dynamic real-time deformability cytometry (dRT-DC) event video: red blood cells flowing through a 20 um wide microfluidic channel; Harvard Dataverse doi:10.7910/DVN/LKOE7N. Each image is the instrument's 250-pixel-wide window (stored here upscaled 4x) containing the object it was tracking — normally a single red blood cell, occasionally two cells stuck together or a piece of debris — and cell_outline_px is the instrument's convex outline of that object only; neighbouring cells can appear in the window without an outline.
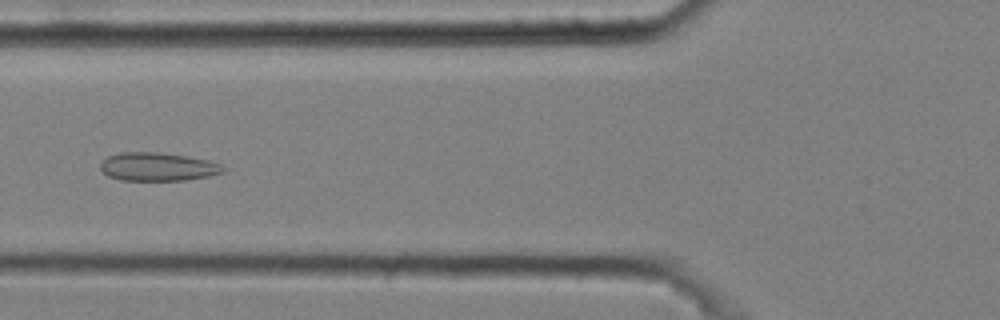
{"species": "common noctule bat (a hibernating species)", "species_latin": "Nyctalus noctula", "temperature_condition": "cold", "stored_images_in_passage": 38, "camera_frame_rate_fps": 3000, "um_per_image_px": 0.085, "animal": {"sex": "male", "body_mass_g": 20.4}, "frame": {"image": 1, "passage_image": 6, "time_ms": 1.667, "image_size_px": [1000, 320], "cell_outline_px": [[224, 172], [208, 176], [184, 180], [120, 180], [108, 176], [100, 168], [100, 164], [108, 156], [120, 152], [160, 152], [208, 160], [220, 164], [224, 168]], "centroid_in_image_um": [13.39, 14.17], "position_along_channel_um": 112.4, "area_um2": 20.11}}
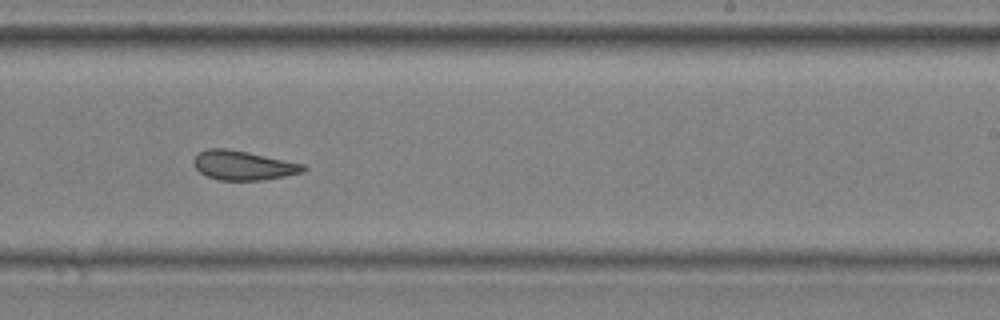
{"frame": {"image": 2, "passage_image": 19, "time_ms": 6.0, "image_size_px": [1000, 320], "cell_outline_px": [[308, 168], [304, 172], [284, 176], [260, 180], [220, 180], [208, 176], [200, 172], [196, 168], [192, 160], [200, 152], [208, 148], [224, 148], [248, 152], [304, 164]], "centroid_in_image_um": [20.68, 14.05], "position_along_channel_um": 268.3, "area_um2": 18.55}}
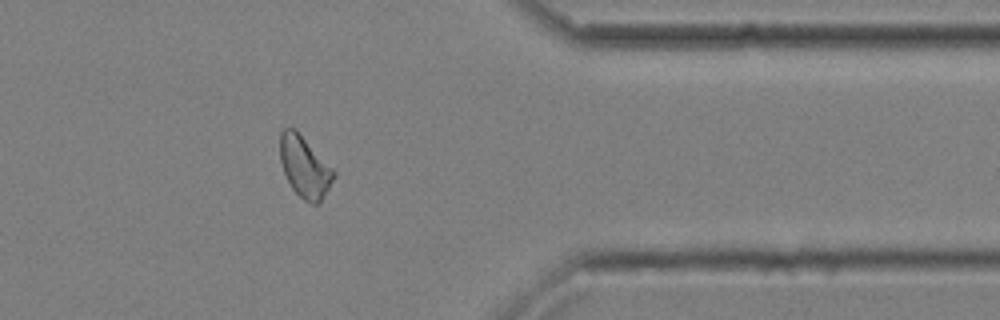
{"frame": {"image": 3, "passage_image": 30, "time_ms": 9.667, "image_size_px": [1000, 320], "cell_outline_px": [[336, 176], [320, 200], [316, 204], [312, 204], [304, 200], [292, 188], [284, 172], [280, 160], [280, 132], [284, 128], [296, 128], [336, 172]], "centroid_in_image_um": [25.88, 14.14], "position_along_channel_um": 385.5, "area_um2": 18.96}, "authors_computed_cell_mechanics": {"area_um2": 18.9295, "velocity_mm_per_s": 3.6052, "shape_relaxation_time_tau1_ms": null, "shape_relaxation_time_tau2_ms": 2.6923, "deformation_change_tau1": null, "deformation_change_tau2": 0.0871}}